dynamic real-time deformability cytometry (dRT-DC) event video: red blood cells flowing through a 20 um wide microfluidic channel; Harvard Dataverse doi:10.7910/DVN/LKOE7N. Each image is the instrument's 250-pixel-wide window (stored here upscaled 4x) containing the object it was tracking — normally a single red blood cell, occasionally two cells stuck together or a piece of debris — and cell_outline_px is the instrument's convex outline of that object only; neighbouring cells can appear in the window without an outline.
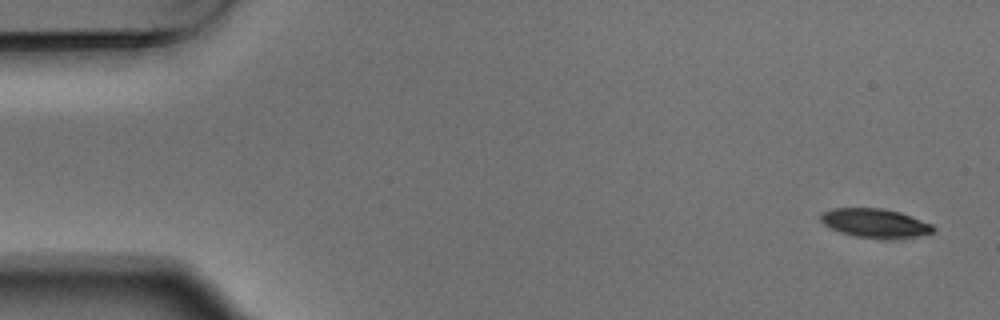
{"species": "Egyptian fruit bat (a non-hibernating species)", "species_latin": "Rousettus aegyptiacus", "temperature_condition": "warm", "stored_images_in_passage": 6, "camera_frame_rate_fps": 3000, "um_per_image_px": 0.085, "animal": {"sex": "male"}, "frame": {"image": 1, "passage_image": 1, "time_ms": 0.0, "image_size_px": [1000, 320], "cell_outline_px": [[936, 232], [916, 236], [856, 236], [840, 232], [824, 224], [820, 220], [820, 212], [832, 208], [884, 208], [900, 212], [912, 216], [932, 224], [936, 228]], "centroid_in_image_um": [74.36, 18.91], "position_along_channel_um": 10.6, "area_um2": 18.44}}
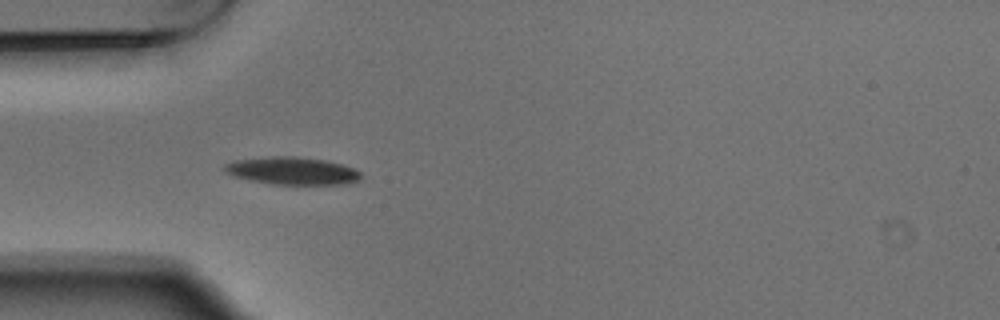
{"frame": {"image": 2, "passage_image": 5, "time_ms": 1.333, "image_size_px": [1000, 320], "cell_outline_px": [[360, 180], [344, 184], [268, 184], [236, 176], [228, 172], [224, 168], [224, 164], [236, 160], [272, 156], [296, 156], [324, 160], [356, 168], [360, 172]], "centroid_in_image_um": [24.88, 14.52], "position_along_channel_um": 60.1, "area_um2": 21.68}}
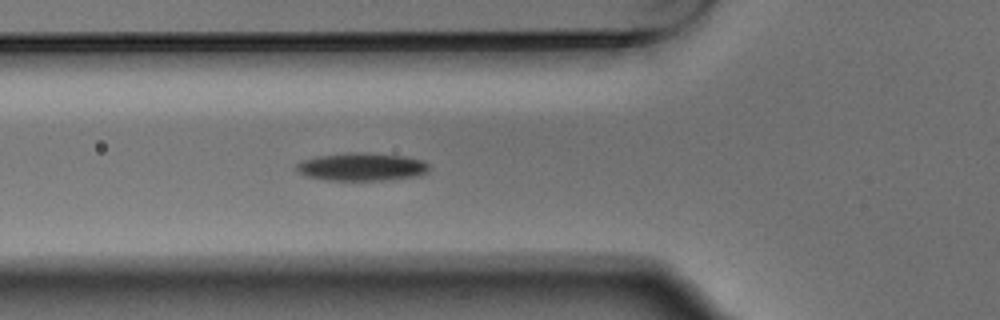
{"frame": {"image": 3, "passage_image": 6, "time_ms": 1.667, "image_size_px": [1000, 320], "cell_outline_px": [[432, 168], [428, 172], [420, 176], [392, 180], [328, 180], [308, 176], [296, 172], [296, 164], [304, 160], [316, 156], [348, 152], [368, 152], [408, 156], [424, 160]], "centroid_in_image_um": [30.83, 14.17], "position_along_channel_um": 95.0, "area_um2": 22.14}}